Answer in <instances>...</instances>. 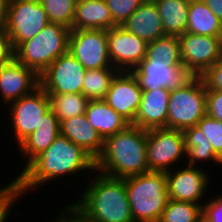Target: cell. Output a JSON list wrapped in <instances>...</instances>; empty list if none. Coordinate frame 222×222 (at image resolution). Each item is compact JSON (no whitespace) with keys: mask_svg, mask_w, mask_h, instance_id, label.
<instances>
[{"mask_svg":"<svg viewBox=\"0 0 222 222\" xmlns=\"http://www.w3.org/2000/svg\"><path fill=\"white\" fill-rule=\"evenodd\" d=\"M9 106L12 131L18 145L34 132L42 116L51 108L49 95L40 86Z\"/></svg>","mask_w":222,"mask_h":222,"instance_id":"cell-13","label":"cell"},{"mask_svg":"<svg viewBox=\"0 0 222 222\" xmlns=\"http://www.w3.org/2000/svg\"><path fill=\"white\" fill-rule=\"evenodd\" d=\"M68 51L86 70L114 68L108 55L107 30H70Z\"/></svg>","mask_w":222,"mask_h":222,"instance_id":"cell-11","label":"cell"},{"mask_svg":"<svg viewBox=\"0 0 222 222\" xmlns=\"http://www.w3.org/2000/svg\"><path fill=\"white\" fill-rule=\"evenodd\" d=\"M143 91L158 88L181 87L192 75L183 67L182 61L143 59L131 70Z\"/></svg>","mask_w":222,"mask_h":222,"instance_id":"cell-10","label":"cell"},{"mask_svg":"<svg viewBox=\"0 0 222 222\" xmlns=\"http://www.w3.org/2000/svg\"><path fill=\"white\" fill-rule=\"evenodd\" d=\"M81 199L73 203L84 222H134L127 197L125 178L96 173Z\"/></svg>","mask_w":222,"mask_h":222,"instance_id":"cell-3","label":"cell"},{"mask_svg":"<svg viewBox=\"0 0 222 222\" xmlns=\"http://www.w3.org/2000/svg\"><path fill=\"white\" fill-rule=\"evenodd\" d=\"M166 172L168 196L171 200L201 204L209 185V174L204 168L185 166L176 172Z\"/></svg>","mask_w":222,"mask_h":222,"instance_id":"cell-15","label":"cell"},{"mask_svg":"<svg viewBox=\"0 0 222 222\" xmlns=\"http://www.w3.org/2000/svg\"><path fill=\"white\" fill-rule=\"evenodd\" d=\"M9 0H0V30L5 28Z\"/></svg>","mask_w":222,"mask_h":222,"instance_id":"cell-41","label":"cell"},{"mask_svg":"<svg viewBox=\"0 0 222 222\" xmlns=\"http://www.w3.org/2000/svg\"><path fill=\"white\" fill-rule=\"evenodd\" d=\"M196 222H210V221L202 214Z\"/></svg>","mask_w":222,"mask_h":222,"instance_id":"cell-42","label":"cell"},{"mask_svg":"<svg viewBox=\"0 0 222 222\" xmlns=\"http://www.w3.org/2000/svg\"><path fill=\"white\" fill-rule=\"evenodd\" d=\"M142 91L131 71H119L103 101L132 124L139 109Z\"/></svg>","mask_w":222,"mask_h":222,"instance_id":"cell-16","label":"cell"},{"mask_svg":"<svg viewBox=\"0 0 222 222\" xmlns=\"http://www.w3.org/2000/svg\"><path fill=\"white\" fill-rule=\"evenodd\" d=\"M51 109L59 122L73 116L85 114L89 99L82 93L48 94Z\"/></svg>","mask_w":222,"mask_h":222,"instance_id":"cell-28","label":"cell"},{"mask_svg":"<svg viewBox=\"0 0 222 222\" xmlns=\"http://www.w3.org/2000/svg\"><path fill=\"white\" fill-rule=\"evenodd\" d=\"M206 89L222 91V56L202 76Z\"/></svg>","mask_w":222,"mask_h":222,"instance_id":"cell-36","label":"cell"},{"mask_svg":"<svg viewBox=\"0 0 222 222\" xmlns=\"http://www.w3.org/2000/svg\"><path fill=\"white\" fill-rule=\"evenodd\" d=\"M206 85L201 76H192L170 91L167 129L183 131L197 126L206 115Z\"/></svg>","mask_w":222,"mask_h":222,"instance_id":"cell-6","label":"cell"},{"mask_svg":"<svg viewBox=\"0 0 222 222\" xmlns=\"http://www.w3.org/2000/svg\"><path fill=\"white\" fill-rule=\"evenodd\" d=\"M86 69L69 52L54 60L39 76L47 94L82 93Z\"/></svg>","mask_w":222,"mask_h":222,"instance_id":"cell-12","label":"cell"},{"mask_svg":"<svg viewBox=\"0 0 222 222\" xmlns=\"http://www.w3.org/2000/svg\"><path fill=\"white\" fill-rule=\"evenodd\" d=\"M206 115L222 122V91L207 89Z\"/></svg>","mask_w":222,"mask_h":222,"instance_id":"cell-35","label":"cell"},{"mask_svg":"<svg viewBox=\"0 0 222 222\" xmlns=\"http://www.w3.org/2000/svg\"><path fill=\"white\" fill-rule=\"evenodd\" d=\"M146 152L147 130L129 124L104 139L102 152L95 160V170L121 179L148 172Z\"/></svg>","mask_w":222,"mask_h":222,"instance_id":"cell-2","label":"cell"},{"mask_svg":"<svg viewBox=\"0 0 222 222\" xmlns=\"http://www.w3.org/2000/svg\"><path fill=\"white\" fill-rule=\"evenodd\" d=\"M158 8L165 35L180 36L187 30L190 0H153Z\"/></svg>","mask_w":222,"mask_h":222,"instance_id":"cell-25","label":"cell"},{"mask_svg":"<svg viewBox=\"0 0 222 222\" xmlns=\"http://www.w3.org/2000/svg\"><path fill=\"white\" fill-rule=\"evenodd\" d=\"M40 86L39 76L15 58L0 65V94L2 104L12 103L31 94Z\"/></svg>","mask_w":222,"mask_h":222,"instance_id":"cell-17","label":"cell"},{"mask_svg":"<svg viewBox=\"0 0 222 222\" xmlns=\"http://www.w3.org/2000/svg\"><path fill=\"white\" fill-rule=\"evenodd\" d=\"M70 30L50 22L32 39L21 43L14 50V58L40 76L54 60L68 51Z\"/></svg>","mask_w":222,"mask_h":222,"instance_id":"cell-5","label":"cell"},{"mask_svg":"<svg viewBox=\"0 0 222 222\" xmlns=\"http://www.w3.org/2000/svg\"><path fill=\"white\" fill-rule=\"evenodd\" d=\"M201 215V204L169 199L159 222H196Z\"/></svg>","mask_w":222,"mask_h":222,"instance_id":"cell-29","label":"cell"},{"mask_svg":"<svg viewBox=\"0 0 222 222\" xmlns=\"http://www.w3.org/2000/svg\"><path fill=\"white\" fill-rule=\"evenodd\" d=\"M118 72L116 68L86 70L82 94L89 100H103Z\"/></svg>","mask_w":222,"mask_h":222,"instance_id":"cell-27","label":"cell"},{"mask_svg":"<svg viewBox=\"0 0 222 222\" xmlns=\"http://www.w3.org/2000/svg\"><path fill=\"white\" fill-rule=\"evenodd\" d=\"M202 214L210 222H222V195L205 201L202 206Z\"/></svg>","mask_w":222,"mask_h":222,"instance_id":"cell-37","label":"cell"},{"mask_svg":"<svg viewBox=\"0 0 222 222\" xmlns=\"http://www.w3.org/2000/svg\"><path fill=\"white\" fill-rule=\"evenodd\" d=\"M86 169L88 172L95 170V159L83 148L59 134L16 177L19 197L54 178H63L64 175L70 176Z\"/></svg>","mask_w":222,"mask_h":222,"instance_id":"cell-1","label":"cell"},{"mask_svg":"<svg viewBox=\"0 0 222 222\" xmlns=\"http://www.w3.org/2000/svg\"><path fill=\"white\" fill-rule=\"evenodd\" d=\"M59 125L60 122L57 116L50 108L42 116V120L34 132L18 145L19 149H21V156L27 159L26 166L54 142L55 138L60 134Z\"/></svg>","mask_w":222,"mask_h":222,"instance_id":"cell-20","label":"cell"},{"mask_svg":"<svg viewBox=\"0 0 222 222\" xmlns=\"http://www.w3.org/2000/svg\"><path fill=\"white\" fill-rule=\"evenodd\" d=\"M170 89L142 91L141 102L132 123L144 130L167 128Z\"/></svg>","mask_w":222,"mask_h":222,"instance_id":"cell-18","label":"cell"},{"mask_svg":"<svg viewBox=\"0 0 222 222\" xmlns=\"http://www.w3.org/2000/svg\"><path fill=\"white\" fill-rule=\"evenodd\" d=\"M116 26L123 23L140 7L144 0H105Z\"/></svg>","mask_w":222,"mask_h":222,"instance_id":"cell-33","label":"cell"},{"mask_svg":"<svg viewBox=\"0 0 222 222\" xmlns=\"http://www.w3.org/2000/svg\"><path fill=\"white\" fill-rule=\"evenodd\" d=\"M85 117L103 140L124 130L130 124L103 100H89Z\"/></svg>","mask_w":222,"mask_h":222,"instance_id":"cell-23","label":"cell"},{"mask_svg":"<svg viewBox=\"0 0 222 222\" xmlns=\"http://www.w3.org/2000/svg\"><path fill=\"white\" fill-rule=\"evenodd\" d=\"M184 144L189 166H195L199 161H213L222 165V159L214 152L209 139L204 135L198 126H194L182 131Z\"/></svg>","mask_w":222,"mask_h":222,"instance_id":"cell-26","label":"cell"},{"mask_svg":"<svg viewBox=\"0 0 222 222\" xmlns=\"http://www.w3.org/2000/svg\"><path fill=\"white\" fill-rule=\"evenodd\" d=\"M116 27L105 0H76L72 30Z\"/></svg>","mask_w":222,"mask_h":222,"instance_id":"cell-22","label":"cell"},{"mask_svg":"<svg viewBox=\"0 0 222 222\" xmlns=\"http://www.w3.org/2000/svg\"><path fill=\"white\" fill-rule=\"evenodd\" d=\"M125 186L134 222H159L169 201L165 172L127 177Z\"/></svg>","mask_w":222,"mask_h":222,"instance_id":"cell-4","label":"cell"},{"mask_svg":"<svg viewBox=\"0 0 222 222\" xmlns=\"http://www.w3.org/2000/svg\"><path fill=\"white\" fill-rule=\"evenodd\" d=\"M145 59L182 61L178 36L164 35L148 43Z\"/></svg>","mask_w":222,"mask_h":222,"instance_id":"cell-30","label":"cell"},{"mask_svg":"<svg viewBox=\"0 0 222 222\" xmlns=\"http://www.w3.org/2000/svg\"><path fill=\"white\" fill-rule=\"evenodd\" d=\"M197 126L209 139L214 152L222 159V122L205 115L199 120Z\"/></svg>","mask_w":222,"mask_h":222,"instance_id":"cell-32","label":"cell"},{"mask_svg":"<svg viewBox=\"0 0 222 222\" xmlns=\"http://www.w3.org/2000/svg\"><path fill=\"white\" fill-rule=\"evenodd\" d=\"M49 22L64 25L72 30L76 0H40Z\"/></svg>","mask_w":222,"mask_h":222,"instance_id":"cell-31","label":"cell"},{"mask_svg":"<svg viewBox=\"0 0 222 222\" xmlns=\"http://www.w3.org/2000/svg\"><path fill=\"white\" fill-rule=\"evenodd\" d=\"M178 38L183 67L192 76H202L222 56V37L185 32Z\"/></svg>","mask_w":222,"mask_h":222,"instance_id":"cell-9","label":"cell"},{"mask_svg":"<svg viewBox=\"0 0 222 222\" xmlns=\"http://www.w3.org/2000/svg\"><path fill=\"white\" fill-rule=\"evenodd\" d=\"M14 58V49L7 31L0 30V65L11 61Z\"/></svg>","mask_w":222,"mask_h":222,"instance_id":"cell-38","label":"cell"},{"mask_svg":"<svg viewBox=\"0 0 222 222\" xmlns=\"http://www.w3.org/2000/svg\"><path fill=\"white\" fill-rule=\"evenodd\" d=\"M146 154L149 171H170L186 156L183 132L167 128L147 130Z\"/></svg>","mask_w":222,"mask_h":222,"instance_id":"cell-8","label":"cell"},{"mask_svg":"<svg viewBox=\"0 0 222 222\" xmlns=\"http://www.w3.org/2000/svg\"><path fill=\"white\" fill-rule=\"evenodd\" d=\"M19 199L18 182L13 179L9 184L0 188V222H7L11 207Z\"/></svg>","mask_w":222,"mask_h":222,"instance_id":"cell-34","label":"cell"},{"mask_svg":"<svg viewBox=\"0 0 222 222\" xmlns=\"http://www.w3.org/2000/svg\"><path fill=\"white\" fill-rule=\"evenodd\" d=\"M56 222H84L80 210L70 203L58 216Z\"/></svg>","mask_w":222,"mask_h":222,"instance_id":"cell-39","label":"cell"},{"mask_svg":"<svg viewBox=\"0 0 222 222\" xmlns=\"http://www.w3.org/2000/svg\"><path fill=\"white\" fill-rule=\"evenodd\" d=\"M186 32L222 37V21L202 0H190Z\"/></svg>","mask_w":222,"mask_h":222,"instance_id":"cell-24","label":"cell"},{"mask_svg":"<svg viewBox=\"0 0 222 222\" xmlns=\"http://www.w3.org/2000/svg\"><path fill=\"white\" fill-rule=\"evenodd\" d=\"M108 55L112 67L131 71L146 57L148 43L122 26L107 30Z\"/></svg>","mask_w":222,"mask_h":222,"instance_id":"cell-14","label":"cell"},{"mask_svg":"<svg viewBox=\"0 0 222 222\" xmlns=\"http://www.w3.org/2000/svg\"><path fill=\"white\" fill-rule=\"evenodd\" d=\"M49 23L40 0H9L5 30L14 50Z\"/></svg>","mask_w":222,"mask_h":222,"instance_id":"cell-7","label":"cell"},{"mask_svg":"<svg viewBox=\"0 0 222 222\" xmlns=\"http://www.w3.org/2000/svg\"><path fill=\"white\" fill-rule=\"evenodd\" d=\"M59 126L61 135L83 148L95 160L101 154L104 140L87 121L85 114L62 120Z\"/></svg>","mask_w":222,"mask_h":222,"instance_id":"cell-21","label":"cell"},{"mask_svg":"<svg viewBox=\"0 0 222 222\" xmlns=\"http://www.w3.org/2000/svg\"><path fill=\"white\" fill-rule=\"evenodd\" d=\"M122 27L147 43L165 35L158 8L153 0H144Z\"/></svg>","mask_w":222,"mask_h":222,"instance_id":"cell-19","label":"cell"},{"mask_svg":"<svg viewBox=\"0 0 222 222\" xmlns=\"http://www.w3.org/2000/svg\"><path fill=\"white\" fill-rule=\"evenodd\" d=\"M202 1L210 8L212 13L222 21V0H202Z\"/></svg>","mask_w":222,"mask_h":222,"instance_id":"cell-40","label":"cell"}]
</instances>
